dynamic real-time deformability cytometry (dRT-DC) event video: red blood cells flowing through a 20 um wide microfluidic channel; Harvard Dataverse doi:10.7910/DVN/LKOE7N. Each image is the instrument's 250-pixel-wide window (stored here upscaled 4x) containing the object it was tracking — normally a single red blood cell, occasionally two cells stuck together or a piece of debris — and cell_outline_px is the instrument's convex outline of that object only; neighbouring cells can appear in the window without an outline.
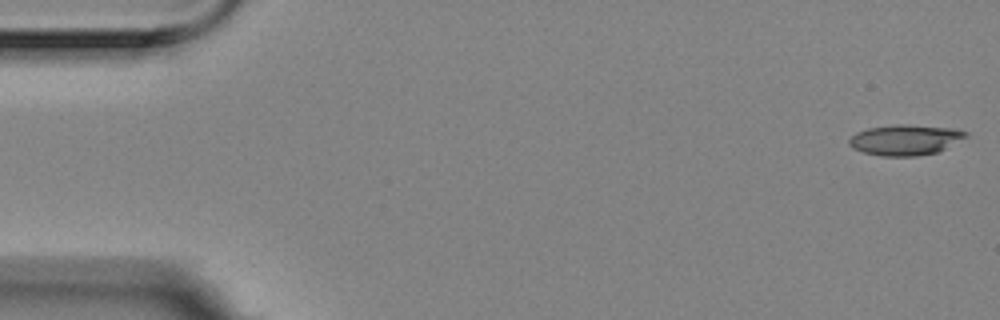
{"species": "Egyptian fruit bat (a non-hibernating species)", "species_latin": "Rousettus aegyptiacus", "temperature_condition": "room temperature", "stored_images_in_passage": 56, "camera_frame_rate_fps": 3000, "um_per_image_px": 0.085, "animal": {"sex": "female"}, "frame": {"image": 1, "passage_image": 1, "time_ms": 0.0, "image_size_px": [1000, 320], "cell_outline_px": [[968, 136], [936, 152], [916, 156], [880, 156], [864, 152], [852, 148], [848, 144], [848, 140], [856, 132], [868, 128], [896, 124], [908, 124], [956, 128], [968, 132]], "centroid_in_image_um": [76.93, 11.87], "position_along_channel_um": 8.1, "area_um2": 20.81}}
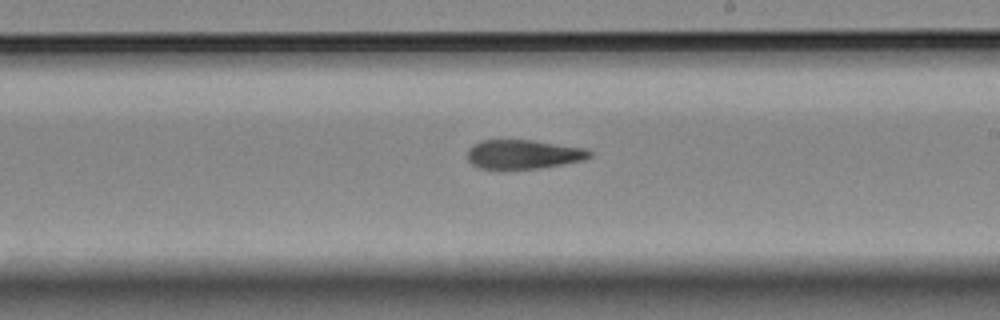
{"frame": {"image": 2, "passage_image": 32, "time_ms": 10.333, "image_size_px": [1000, 320], "cell_outline_px": [[592, 156], [584, 160], [536, 168], [480, 168], [472, 164], [468, 160], [468, 148], [472, 144], [480, 140], [532, 140], [588, 148], [592, 152]], "centroid_in_image_um": [44.5, 13.09], "position_along_channel_um": 244.5, "area_um2": 20.63}}
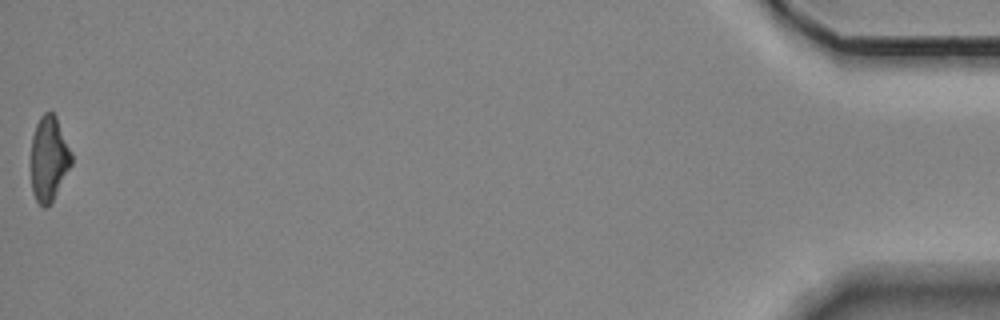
{"frame": {"image": 3, "passage_image": 56, "time_ms": 18.333, "image_size_px": [1000, 320], "cell_outline_px": [[72, 164], [52, 200], [44, 208], [36, 200], [32, 192], [32, 136], [36, 124], [40, 116], [44, 112], [52, 112], [56, 116], [72, 152]], "centroid_in_image_um": [4.17, 13.45], "position_along_channel_um": 431.0, "area_um2": 19.77}, "authors_computed_cell_mechanics": {"area_um2": 21.5016, "velocity_mm_per_s": 3.5511, "shape_relaxation_time_tau1_ms": 11.3846, "shape_relaxation_time_tau2_ms": 4.2743, "deformation_change_tau1": 0.3028, "deformation_change_tau2": 0.1508}}